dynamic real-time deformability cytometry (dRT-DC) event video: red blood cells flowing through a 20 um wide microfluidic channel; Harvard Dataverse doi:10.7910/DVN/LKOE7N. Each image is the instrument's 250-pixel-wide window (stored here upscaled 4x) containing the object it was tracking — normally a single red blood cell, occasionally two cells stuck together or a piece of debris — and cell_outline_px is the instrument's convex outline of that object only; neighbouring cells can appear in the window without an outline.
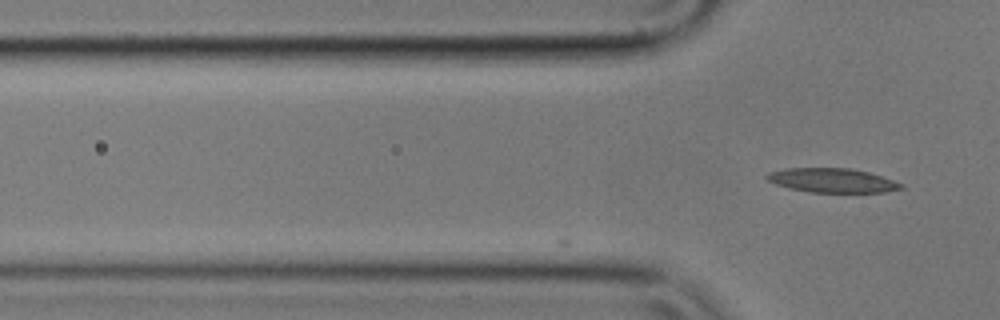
{"species": "common noctule bat (a hibernating species)", "species_latin": "Nyctalus noctula", "temperature_condition": "cold", "stored_images_in_passage": 2, "camera_frame_rate_fps": 3000, "um_per_image_px": 0.085, "animal": {"sex": "male", "body_mass_g": 17.9}, "frame": {"image": 1, "passage_image": 2, "time_ms": 0.333, "image_size_px": [1000, 320], "cell_outline_px": [[904, 188], [884, 192], [808, 192], [788, 188], [776, 184], [768, 180], [764, 176], [768, 172], [784, 168], [848, 168], [868, 172], [904, 184]], "centroid_in_image_um": [70.7, 15.33], "position_along_channel_um": 55.1, "area_um2": 18.9}}